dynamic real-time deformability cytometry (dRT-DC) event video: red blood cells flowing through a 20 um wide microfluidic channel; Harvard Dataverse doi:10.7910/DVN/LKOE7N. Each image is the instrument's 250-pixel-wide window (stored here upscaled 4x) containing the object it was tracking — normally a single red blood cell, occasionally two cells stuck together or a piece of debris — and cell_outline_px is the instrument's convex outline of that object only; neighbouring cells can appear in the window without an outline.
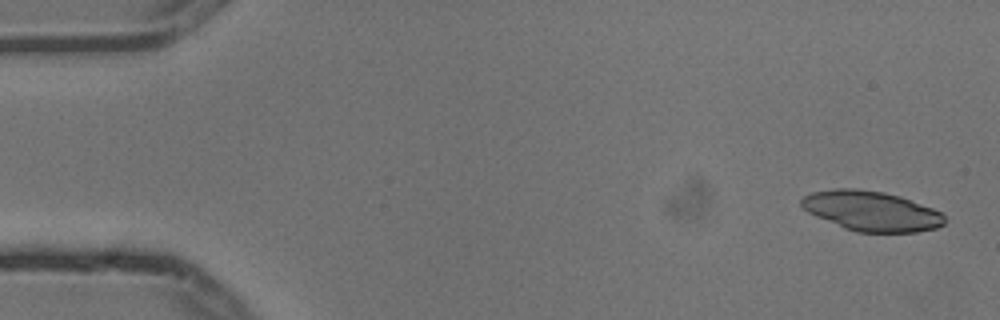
{"species": "common noctule bat (a hibernating species)", "species_latin": "Nyctalus noctula", "temperature_condition": "cold", "stored_images_in_passage": 5, "camera_frame_rate_fps": 3000, "um_per_image_px": 0.085, "animal": {"sex": "male", "body_mass_g": 13.3}, "frame": {"image": 1, "passage_image": 1, "time_ms": 0.0, "image_size_px": [1000, 320], "cell_outline_px": [[944, 224], [936, 228], [916, 232], [856, 232], [844, 228], [816, 216], [808, 212], [800, 204], [800, 200], [804, 196], [812, 192], [836, 188], [856, 188], [884, 192], [900, 196], [932, 208], [940, 212], [944, 216]], "centroid_in_image_um": [74.05, 17.93], "position_along_channel_um": 10.9, "area_um2": 33.18}}